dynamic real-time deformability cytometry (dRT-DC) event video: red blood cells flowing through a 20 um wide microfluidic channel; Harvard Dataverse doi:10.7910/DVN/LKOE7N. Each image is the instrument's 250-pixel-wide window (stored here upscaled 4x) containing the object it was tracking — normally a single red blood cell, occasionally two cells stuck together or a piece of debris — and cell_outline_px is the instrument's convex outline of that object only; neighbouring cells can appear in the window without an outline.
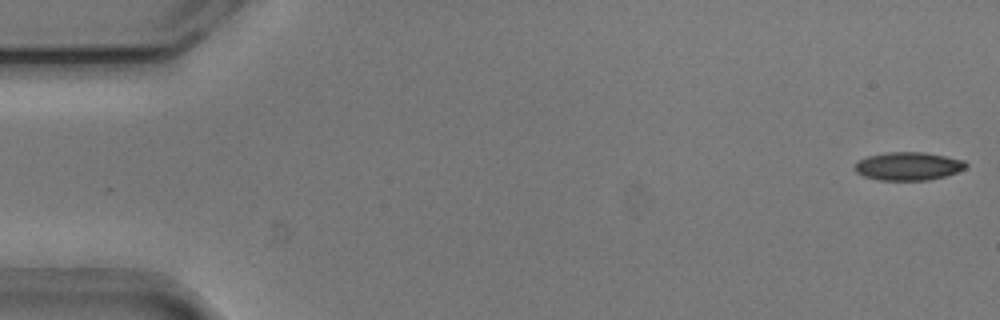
{"species": "common noctule bat (a hibernating species)", "species_latin": "Nyctalus noctula", "temperature_condition": "cold", "stored_images_in_passage": 53, "camera_frame_rate_fps": 3000, "um_per_image_px": 0.085, "animal": {"sex": "male", "body_mass_g": 20.5, "forearm_length_mm": 52.5}, "frame": {"image": 1, "passage_image": 1, "time_ms": 0.0, "image_size_px": [1000, 320], "cell_outline_px": [[968, 164], [964, 168], [956, 172], [944, 176], [928, 180], [880, 180], [864, 176], [856, 172], [852, 168], [860, 160], [868, 156], [888, 152], [924, 152], [964, 160]], "centroid_in_image_um": [77.18, 14.12], "position_along_channel_um": 7.8, "area_um2": 18.09}}
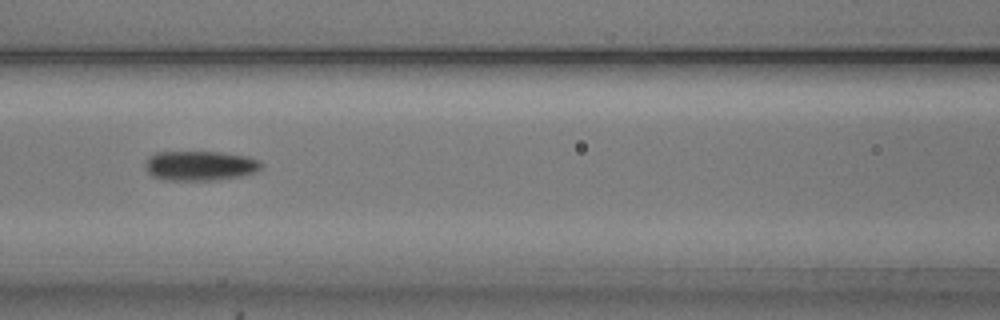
{"frame": {"image": 2, "passage_image": 23, "time_ms": 7.333, "image_size_px": [1000, 320], "cell_outline_px": [[264, 164], [256, 172], [240, 176], [216, 180], [164, 180], [152, 176], [144, 168], [144, 164], [148, 156], [156, 152], [220, 152], [248, 156], [260, 160]], "centroid_in_image_um": [16.99, 14.08], "position_along_channel_um": 149.6, "area_um2": 20.35}}
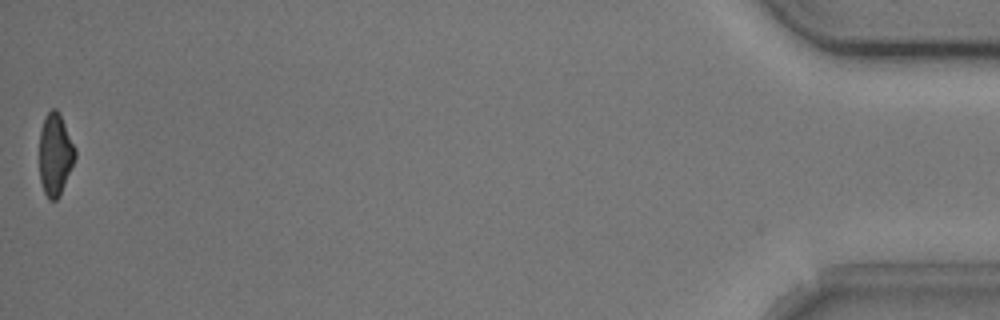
{"frame": {"image": 3, "passage_image": 53, "time_ms": 17.333, "image_size_px": [1000, 320], "cell_outline_px": [[76, 156], [60, 196], [56, 200], [48, 200], [44, 192], [40, 180], [40, 132], [44, 116], [52, 108], [56, 108], [60, 112], [76, 148]], "centroid_in_image_um": [4.7, 13.1], "position_along_channel_um": 430.5, "area_um2": 17.28}, "authors_computed_cell_mechanics": {"area_um2": 18.785, "velocity_mm_per_s": 3.7844, "shape_relaxation_time_tau1_ms": 3.5613, "shape_relaxation_time_tau2_ms": null, "deformation_change_tau1": 0.0998, "deformation_change_tau2": null}}